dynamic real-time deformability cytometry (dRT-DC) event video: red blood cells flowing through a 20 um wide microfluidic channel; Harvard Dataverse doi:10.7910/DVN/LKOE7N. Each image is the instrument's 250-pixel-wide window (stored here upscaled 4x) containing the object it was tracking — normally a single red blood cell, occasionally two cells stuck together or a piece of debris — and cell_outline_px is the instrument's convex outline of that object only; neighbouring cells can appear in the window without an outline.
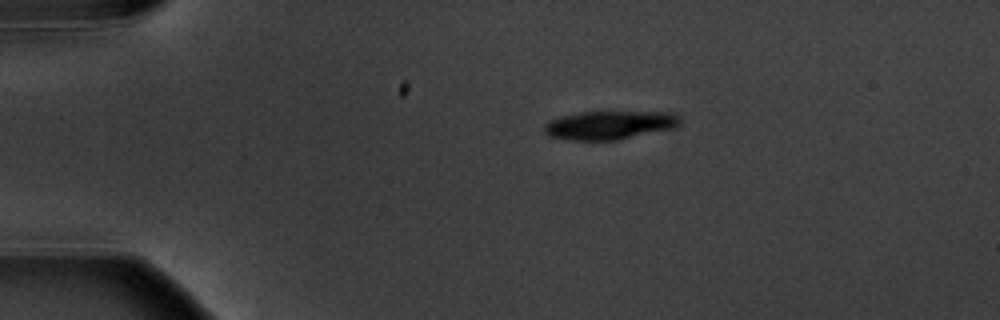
{"species": "common noctule bat (a hibernating species)", "species_latin": "Nyctalus noctula", "temperature_condition": "warm", "stored_images_in_passage": 6, "camera_frame_rate_fps": 3000, "um_per_image_px": 0.085, "animal": {"sex": "male", "body_mass_g": 20.1, "forearm_length_mm": 53.5}, "frame": {"image": 1, "passage_image": 1, "time_ms": 0.0, "image_size_px": [1000, 320], "cell_outline_px": [[680, 124], [676, 128], [616, 140], [572, 140], [548, 136], [544, 132], [544, 124], [560, 116], [580, 112], [672, 112], [680, 116]], "centroid_in_image_um": [51.84, 10.63], "position_along_channel_um": 33.2, "area_um2": 22.66}}
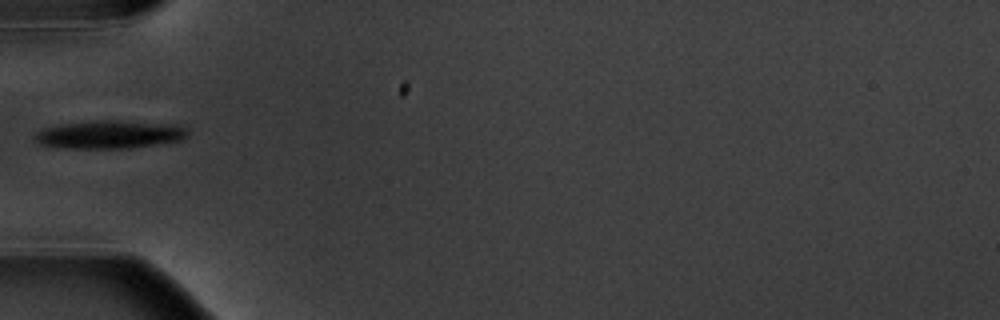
{"frame": {"image": 2, "passage_image": 3, "time_ms": 2.667, "image_size_px": [1000, 320], "cell_outline_px": [[188, 136], [184, 140], [128, 148], [64, 148], [40, 144], [32, 136], [36, 132], [44, 128], [60, 124], [96, 120], [120, 120], [176, 124], [188, 128]], "centroid_in_image_um": [9.35, 11.42], "position_along_channel_um": 75.6, "area_um2": 25.32}}
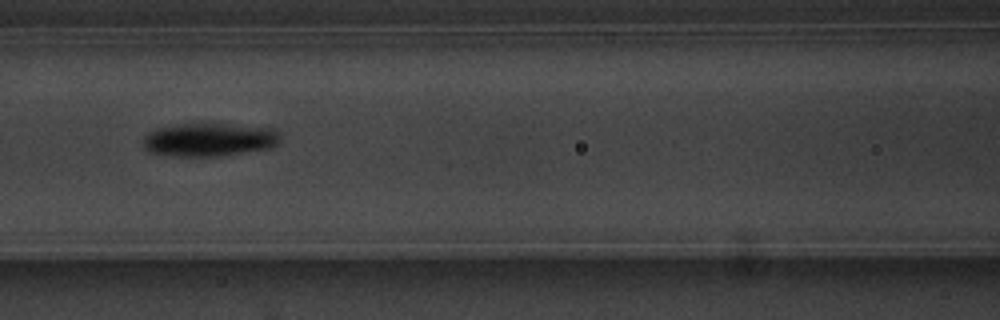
{"frame": {"image": 3, "passage_image": 5, "time_ms": 4.667, "image_size_px": [1000, 320], "cell_outline_px": [[280, 136], [276, 144], [272, 148], [224, 156], [172, 156], [148, 152], [144, 148], [144, 136], [148, 132], [160, 128], [176, 124], [228, 124], [276, 128], [280, 132]], "centroid_in_image_um": [17.82, 11.88], "position_along_channel_um": 148.8, "area_um2": 26.88}}